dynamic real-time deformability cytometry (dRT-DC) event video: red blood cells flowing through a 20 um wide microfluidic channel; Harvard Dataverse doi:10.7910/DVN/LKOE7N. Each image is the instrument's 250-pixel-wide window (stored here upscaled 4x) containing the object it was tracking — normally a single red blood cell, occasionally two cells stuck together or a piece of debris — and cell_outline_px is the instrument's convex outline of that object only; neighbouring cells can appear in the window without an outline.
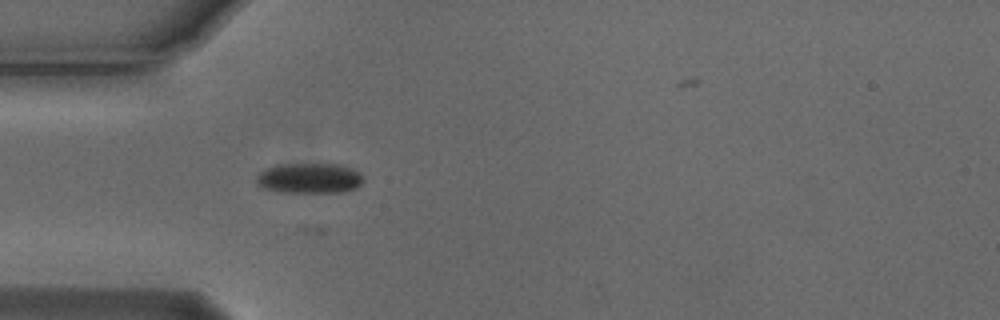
{"species": "Egyptian fruit bat (a non-hibernating species)", "species_latin": "Rousettus aegyptiacus", "temperature_condition": "cold", "stored_images_in_passage": 27, "camera_frame_rate_fps": 3000, "um_per_image_px": 0.085, "animal": {"sex": "male"}, "frame": {"image": 1, "passage_image": 7, "time_ms": 2.0, "image_size_px": [1000, 320], "cell_outline_px": [[364, 180], [356, 188], [344, 192], [276, 192], [260, 188], [256, 184], [256, 176], [260, 172], [276, 164], [336, 164], [352, 168], [360, 172]], "centroid_in_image_um": [26.27, 15.16], "position_along_channel_um": 58.7, "area_um2": 19.13}}
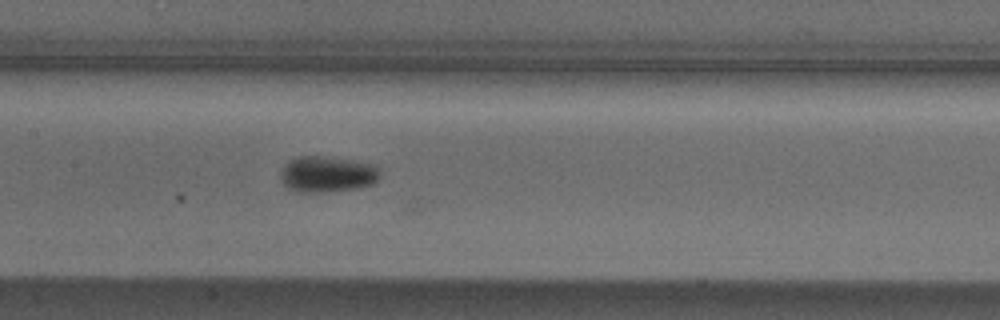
{"frame": {"image": 2, "passage_image": 17, "time_ms": 5.333, "image_size_px": [1000, 320], "cell_outline_px": [[380, 176], [372, 184], [356, 188], [328, 192], [300, 192], [288, 188], [284, 184], [280, 176], [280, 172], [284, 164], [288, 160], [296, 156], [320, 156], [352, 160], [376, 164], [380, 168]], "centroid_in_image_um": [27.81, 14.79], "position_along_channel_um": 179.6, "area_um2": 21.1}}
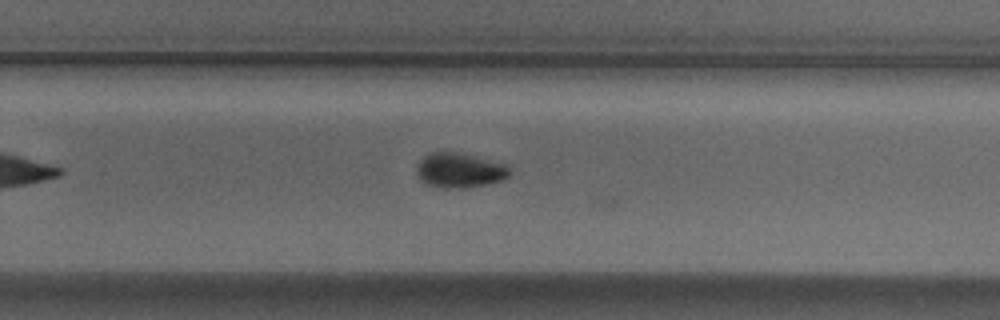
{"frame": {"image": 3, "passage_image": 26, "time_ms": 8.333, "image_size_px": [1000, 320], "cell_outline_px": [[512, 172], [504, 180], [488, 184], [464, 188], [440, 188], [424, 184], [420, 180], [416, 172], [416, 168], [420, 160], [428, 152], [464, 152], [508, 164]], "centroid_in_image_um": [39.09, 14.47], "position_along_channel_um": 290.7, "area_um2": 19.54}}